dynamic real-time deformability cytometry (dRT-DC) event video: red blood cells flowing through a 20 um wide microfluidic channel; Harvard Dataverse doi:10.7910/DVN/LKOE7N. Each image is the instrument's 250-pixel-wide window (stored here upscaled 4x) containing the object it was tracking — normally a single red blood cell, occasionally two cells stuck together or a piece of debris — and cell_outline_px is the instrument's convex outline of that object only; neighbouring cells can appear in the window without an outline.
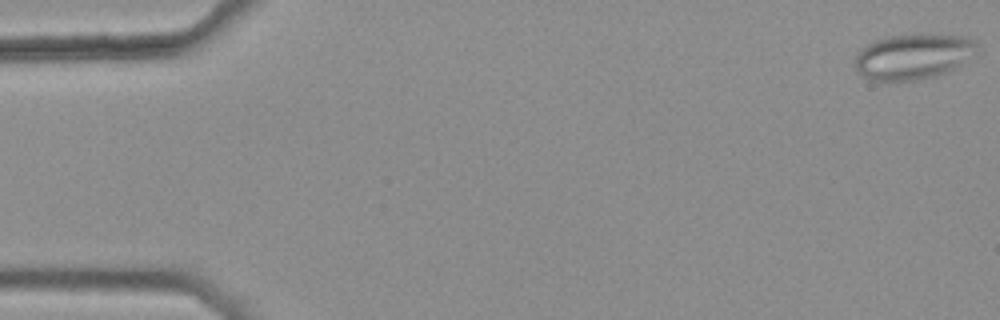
{"species": "common noctule bat (a hibernating species)", "species_latin": "Nyctalus noctula", "temperature_condition": "warm", "stored_images_in_passage": 48, "camera_frame_rate_fps": 3000, "um_per_image_px": 0.085, "animal": {"sex": "female", "body_mass_g": 25.1}, "frame": {"image": 1, "passage_image": 1, "time_ms": 0.0, "image_size_px": [1000, 320], "cell_outline_px": [[980, 44], [976, 52], [960, 64], [944, 72], [932, 76], [916, 80], [868, 80], [856, 72], [856, 56], [868, 44], [876, 40], [888, 36], [912, 32], [932, 32], [960, 36], [972, 40]], "centroid_in_image_um": [77.62, 4.75], "position_along_channel_um": 7.4, "area_um2": 32.54}}
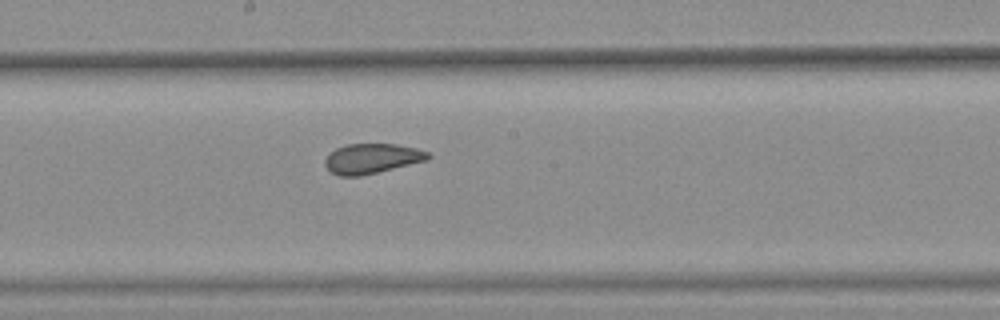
{"frame": {"image": 2, "passage_image": 29, "time_ms": 9.333, "image_size_px": [1000, 320], "cell_outline_px": [[432, 156], [428, 160], [360, 176], [340, 176], [332, 172], [324, 164], [324, 160], [336, 148], [348, 144], [396, 144], [416, 148], [428, 152]], "centroid_in_image_um": [31.63, 13.47], "position_along_channel_um": 216.6, "area_um2": 17.8}}
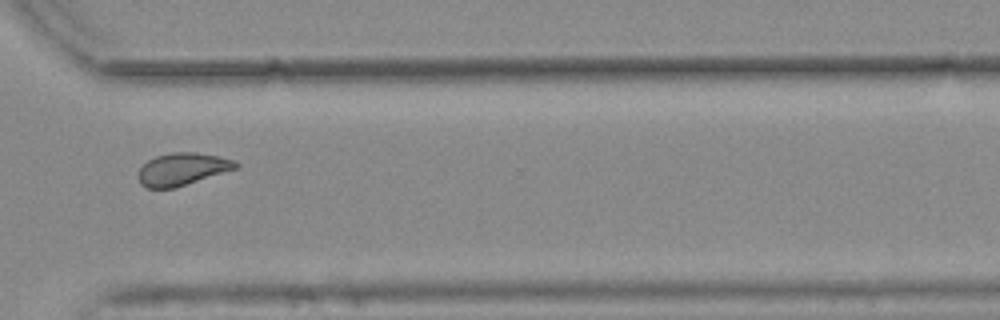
{"frame": {"image": 3, "passage_image": 40, "time_ms": 13.0, "image_size_px": [1000, 320], "cell_outline_px": [[240, 164], [236, 168], [176, 188], [144, 188], [140, 184], [136, 176], [140, 168], [148, 160], [156, 156], [172, 152], [196, 152], [220, 156], [236, 160]], "centroid_in_image_um": [15.47, 14.38], "position_along_channel_um": 355.1, "area_um2": 18.61}, "authors_computed_cell_mechanics": {"area_um2": 18.8428, "velocity_mm_per_s": 3.7683, "shape_relaxation_time_tau1_ms": null, "shape_relaxation_time_tau2_ms": 1.2721, "deformation_change_tau1": null, "deformation_change_tau2": 0.0484}}